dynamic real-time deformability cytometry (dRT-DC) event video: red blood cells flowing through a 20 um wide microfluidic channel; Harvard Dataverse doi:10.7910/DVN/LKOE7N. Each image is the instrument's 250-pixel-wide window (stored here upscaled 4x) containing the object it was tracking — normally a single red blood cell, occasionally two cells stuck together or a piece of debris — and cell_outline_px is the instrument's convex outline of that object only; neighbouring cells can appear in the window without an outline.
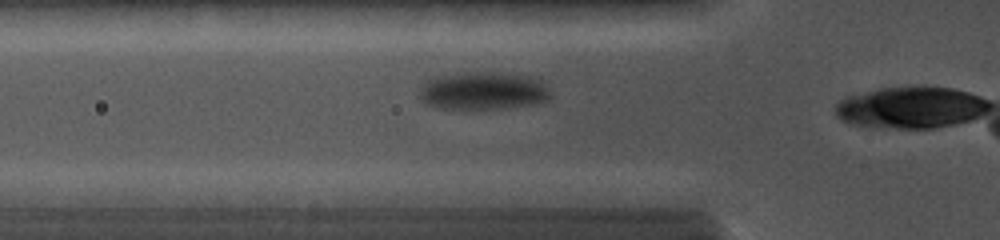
{"species": "common noctule bat (a hibernating species)", "species_latin": "Nyctalus noctula", "temperature_condition": "cold", "stored_images_in_passage": 6, "camera_frame_rate_fps": 5000, "um_per_image_px": 0.085, "animal": {"sex": "female", "body_mass_g": 19.0, "forearm_length_mm": 56.7}, "frame": {"image": 1, "passage_image": 6, "time_ms": 2.6, "image_size_px": [1000, 240], "cell_outline_px": [[552, 96], [548, 100], [536, 104], [504, 108], [440, 108], [424, 104], [420, 96], [420, 84], [428, 80], [440, 76], [464, 72], [492, 72], [528, 76], [540, 80], [552, 92]], "centroid_in_image_um": [41.09, 7.72], "position_along_channel_um": 84.7, "area_um2": 28.9}}